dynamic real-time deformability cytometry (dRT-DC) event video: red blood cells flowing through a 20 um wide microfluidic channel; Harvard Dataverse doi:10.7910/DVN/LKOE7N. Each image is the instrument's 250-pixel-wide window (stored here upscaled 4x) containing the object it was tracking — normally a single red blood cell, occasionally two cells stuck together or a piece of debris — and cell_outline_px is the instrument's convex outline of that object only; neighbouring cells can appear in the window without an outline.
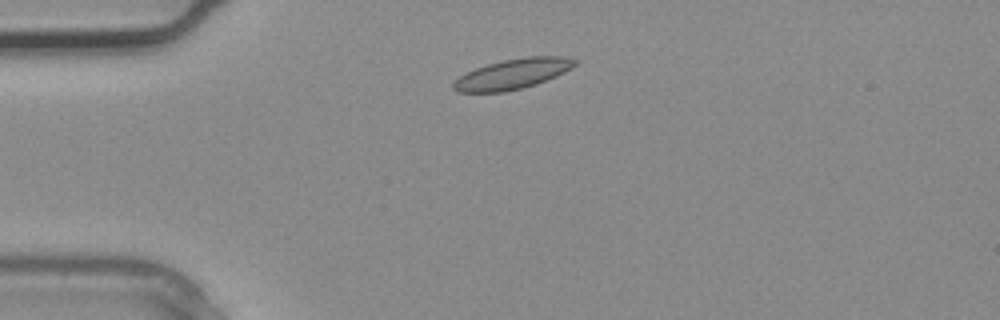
{"species": "common noctule bat (a hibernating species)", "species_latin": "Nyctalus noctula", "temperature_condition": "warm", "stored_images_in_passage": 1, "camera_frame_rate_fps": 3000, "um_per_image_px": 0.085, "animal": {"sex": "male", "body_mass_g": 20.4}, "frame": {"image": 1, "passage_image": 1, "time_ms": 0.0, "image_size_px": [1000, 320], "cell_outline_px": [[580, 60], [572, 68], [556, 76], [536, 84], [504, 92], [456, 92], [452, 88], [452, 84], [460, 76], [476, 68], [488, 64], [504, 60], [524, 56], [564, 56]], "centroid_in_image_um": [43.61, 6.28], "position_along_channel_um": 41.4, "area_um2": 21.33}}